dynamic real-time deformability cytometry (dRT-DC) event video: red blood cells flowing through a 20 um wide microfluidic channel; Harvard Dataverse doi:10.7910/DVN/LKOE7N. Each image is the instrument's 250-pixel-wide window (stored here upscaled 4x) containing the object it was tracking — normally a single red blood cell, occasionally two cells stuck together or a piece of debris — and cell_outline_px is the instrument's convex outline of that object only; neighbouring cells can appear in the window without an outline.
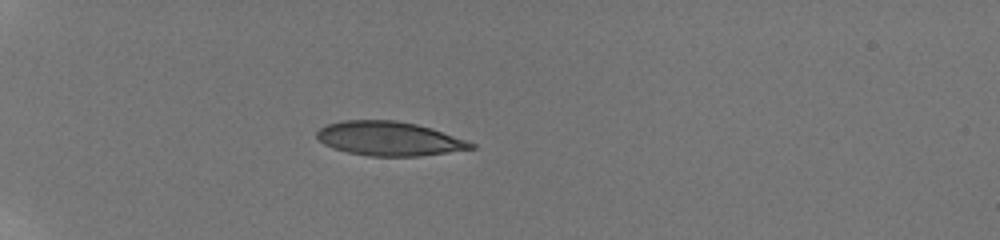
{"species": "human", "species_latin": "Homo sapiens", "temperature_condition": "room temperature", "stored_images_in_passage": 20, "camera_frame_rate_fps": 3000, "um_per_image_px": 0.085, "donor": {"sex": "male"}, "frame": {"image": 1, "passage_image": 17, "time_ms": 4.0, "image_size_px": [1000, 240], "cell_outline_px": [[476, 148], [420, 156], [368, 156], [348, 152], [332, 148], [324, 144], [316, 136], [316, 132], [320, 128], [328, 124], [344, 120], [396, 120], [416, 124], [432, 128], [476, 144]], "centroid_in_image_um": [33.07, 11.78], "position_along_channel_um": 51.9, "area_um2": 30.58}}